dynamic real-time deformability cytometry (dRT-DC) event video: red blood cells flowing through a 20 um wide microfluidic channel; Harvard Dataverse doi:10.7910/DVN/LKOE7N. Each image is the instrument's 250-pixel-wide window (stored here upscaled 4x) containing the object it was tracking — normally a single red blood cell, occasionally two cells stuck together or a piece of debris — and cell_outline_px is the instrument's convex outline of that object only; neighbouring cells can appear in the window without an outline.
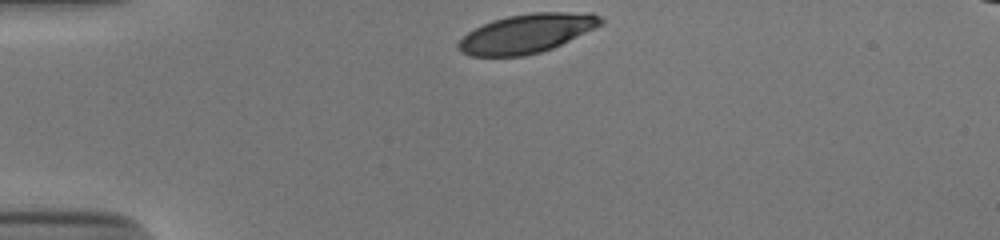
{"species": "human", "species_latin": "Homo sapiens", "temperature_condition": "cold", "stored_images_in_passage": 32, "camera_frame_rate_fps": 3000, "um_per_image_px": 0.085, "donor": {"sex": "male"}, "frame": {"image": 1, "passage_image": 1, "time_ms": 0.0, "image_size_px": [1000, 240], "cell_outline_px": [[604, 24], [552, 48], [540, 52], [524, 56], [472, 56], [460, 52], [456, 48], [456, 44], [468, 32], [492, 20], [508, 16], [532, 12], [592, 12], [600, 16], [604, 20]], "centroid_in_image_um": [44.79, 2.83], "position_along_channel_um": 40.2, "area_um2": 32.43}}
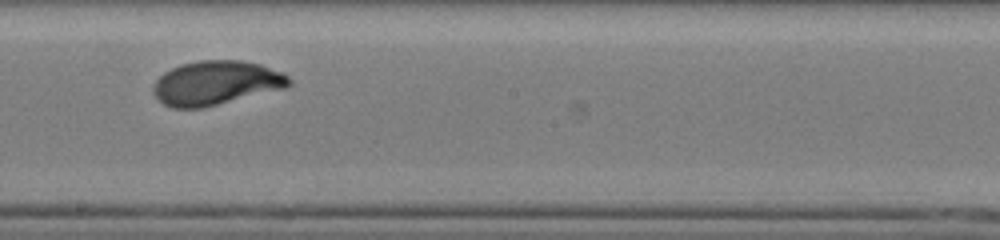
{"frame": {"image": 2, "passage_image": 19, "time_ms": 6.0, "image_size_px": [1000, 240], "cell_outline_px": [[292, 84], [284, 88], [204, 108], [172, 108], [156, 100], [152, 92], [152, 84], [164, 72], [180, 64], [200, 60], [240, 60], [260, 64], [284, 72], [292, 80]], "centroid_in_image_um": [18.34, 7.05], "position_along_channel_um": 229.9, "area_um2": 35.32}}
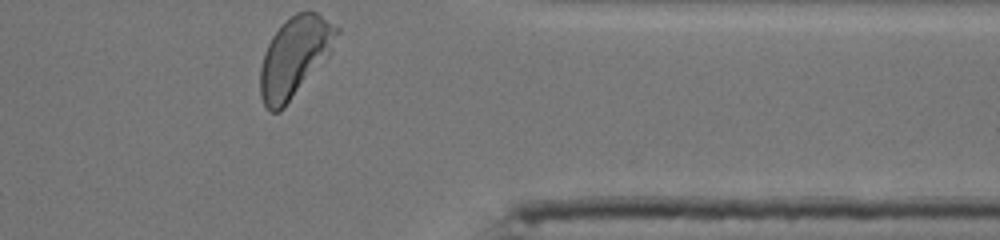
{"frame": {"image": 3, "passage_image": 32, "time_ms": 10.333, "image_size_px": [1000, 240], "cell_outline_px": [[340, 32], [332, 52], [284, 108], [280, 112], [268, 112], [260, 96], [260, 68], [264, 52], [272, 36], [284, 20], [296, 12], [316, 12], [340, 28]], "centroid_in_image_um": [25.05, 4.84], "position_along_channel_um": 386.4, "area_um2": 35.78}, "authors_computed_cell_mechanics": {"area_um2": 34.391, "velocity_mm_per_s": 3.8423, "shape_relaxation_time_tau1_ms": 2.5942, "shape_relaxation_time_tau2_ms": null, "deformation_change_tau1": 0.1428, "deformation_change_tau2": null}}